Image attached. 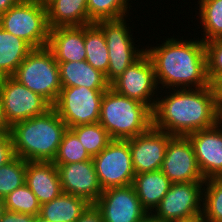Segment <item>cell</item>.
<instances>
[{
  "label": "cell",
  "mask_w": 222,
  "mask_h": 222,
  "mask_svg": "<svg viewBox=\"0 0 222 222\" xmlns=\"http://www.w3.org/2000/svg\"><path fill=\"white\" fill-rule=\"evenodd\" d=\"M195 36L183 40L184 36L176 38L173 34L164 37L161 42L156 41L159 42L156 46L146 44L145 52L153 63L160 90L210 86L205 44L200 37Z\"/></svg>",
  "instance_id": "cell-1"
},
{
  "label": "cell",
  "mask_w": 222,
  "mask_h": 222,
  "mask_svg": "<svg viewBox=\"0 0 222 222\" xmlns=\"http://www.w3.org/2000/svg\"><path fill=\"white\" fill-rule=\"evenodd\" d=\"M152 113L153 127L173 136L209 129L222 120L211 86L160 90Z\"/></svg>",
  "instance_id": "cell-2"
},
{
  "label": "cell",
  "mask_w": 222,
  "mask_h": 222,
  "mask_svg": "<svg viewBox=\"0 0 222 222\" xmlns=\"http://www.w3.org/2000/svg\"><path fill=\"white\" fill-rule=\"evenodd\" d=\"M68 127L52 107L11 126L14 155L26 161L53 162Z\"/></svg>",
  "instance_id": "cell-3"
},
{
  "label": "cell",
  "mask_w": 222,
  "mask_h": 222,
  "mask_svg": "<svg viewBox=\"0 0 222 222\" xmlns=\"http://www.w3.org/2000/svg\"><path fill=\"white\" fill-rule=\"evenodd\" d=\"M99 123L112 139L127 140L153 126L152 110L108 88L102 97Z\"/></svg>",
  "instance_id": "cell-4"
},
{
  "label": "cell",
  "mask_w": 222,
  "mask_h": 222,
  "mask_svg": "<svg viewBox=\"0 0 222 222\" xmlns=\"http://www.w3.org/2000/svg\"><path fill=\"white\" fill-rule=\"evenodd\" d=\"M12 77L45 98L52 106L57 101L62 88L59 65L47 46L34 48Z\"/></svg>",
  "instance_id": "cell-5"
},
{
  "label": "cell",
  "mask_w": 222,
  "mask_h": 222,
  "mask_svg": "<svg viewBox=\"0 0 222 222\" xmlns=\"http://www.w3.org/2000/svg\"><path fill=\"white\" fill-rule=\"evenodd\" d=\"M130 18L131 16L129 15L120 19L95 22L102 30L108 48L109 65L105 77L109 84L117 79L129 65L145 52V45L135 44L136 38L133 36L134 30L132 29L135 26ZM128 22H132L133 26Z\"/></svg>",
  "instance_id": "cell-6"
},
{
  "label": "cell",
  "mask_w": 222,
  "mask_h": 222,
  "mask_svg": "<svg viewBox=\"0 0 222 222\" xmlns=\"http://www.w3.org/2000/svg\"><path fill=\"white\" fill-rule=\"evenodd\" d=\"M0 26L33 48L48 45L50 28L45 2L42 0H21L0 15Z\"/></svg>",
  "instance_id": "cell-7"
},
{
  "label": "cell",
  "mask_w": 222,
  "mask_h": 222,
  "mask_svg": "<svg viewBox=\"0 0 222 222\" xmlns=\"http://www.w3.org/2000/svg\"><path fill=\"white\" fill-rule=\"evenodd\" d=\"M107 89L62 87L57 101L52 106L69 128L98 123L101 101Z\"/></svg>",
  "instance_id": "cell-8"
},
{
  "label": "cell",
  "mask_w": 222,
  "mask_h": 222,
  "mask_svg": "<svg viewBox=\"0 0 222 222\" xmlns=\"http://www.w3.org/2000/svg\"><path fill=\"white\" fill-rule=\"evenodd\" d=\"M103 190L133 183V168L129 139H113L98 155L92 157Z\"/></svg>",
  "instance_id": "cell-9"
},
{
  "label": "cell",
  "mask_w": 222,
  "mask_h": 222,
  "mask_svg": "<svg viewBox=\"0 0 222 222\" xmlns=\"http://www.w3.org/2000/svg\"><path fill=\"white\" fill-rule=\"evenodd\" d=\"M115 92L146 104L152 111L155 107L159 87L153 63L146 52L111 84Z\"/></svg>",
  "instance_id": "cell-10"
},
{
  "label": "cell",
  "mask_w": 222,
  "mask_h": 222,
  "mask_svg": "<svg viewBox=\"0 0 222 222\" xmlns=\"http://www.w3.org/2000/svg\"><path fill=\"white\" fill-rule=\"evenodd\" d=\"M0 98L5 118L10 126L42 115L52 108L45 98L34 93L12 76L0 78Z\"/></svg>",
  "instance_id": "cell-11"
},
{
  "label": "cell",
  "mask_w": 222,
  "mask_h": 222,
  "mask_svg": "<svg viewBox=\"0 0 222 222\" xmlns=\"http://www.w3.org/2000/svg\"><path fill=\"white\" fill-rule=\"evenodd\" d=\"M203 186L204 182L171 184L152 214L161 222H171L202 213Z\"/></svg>",
  "instance_id": "cell-12"
},
{
  "label": "cell",
  "mask_w": 222,
  "mask_h": 222,
  "mask_svg": "<svg viewBox=\"0 0 222 222\" xmlns=\"http://www.w3.org/2000/svg\"><path fill=\"white\" fill-rule=\"evenodd\" d=\"M160 170L172 184L205 182L196 162L193 145L187 136H173L169 140Z\"/></svg>",
  "instance_id": "cell-13"
},
{
  "label": "cell",
  "mask_w": 222,
  "mask_h": 222,
  "mask_svg": "<svg viewBox=\"0 0 222 222\" xmlns=\"http://www.w3.org/2000/svg\"><path fill=\"white\" fill-rule=\"evenodd\" d=\"M94 204L103 222H137L148 213L132 184L103 190Z\"/></svg>",
  "instance_id": "cell-14"
},
{
  "label": "cell",
  "mask_w": 222,
  "mask_h": 222,
  "mask_svg": "<svg viewBox=\"0 0 222 222\" xmlns=\"http://www.w3.org/2000/svg\"><path fill=\"white\" fill-rule=\"evenodd\" d=\"M173 135L153 126L143 134L129 139L135 174L160 170L166 147Z\"/></svg>",
  "instance_id": "cell-15"
},
{
  "label": "cell",
  "mask_w": 222,
  "mask_h": 222,
  "mask_svg": "<svg viewBox=\"0 0 222 222\" xmlns=\"http://www.w3.org/2000/svg\"><path fill=\"white\" fill-rule=\"evenodd\" d=\"M205 180L222 178V120L214 127L188 134Z\"/></svg>",
  "instance_id": "cell-16"
},
{
  "label": "cell",
  "mask_w": 222,
  "mask_h": 222,
  "mask_svg": "<svg viewBox=\"0 0 222 222\" xmlns=\"http://www.w3.org/2000/svg\"><path fill=\"white\" fill-rule=\"evenodd\" d=\"M56 166L63 193L82 197L90 204L98 200L103 189L92 159Z\"/></svg>",
  "instance_id": "cell-17"
},
{
  "label": "cell",
  "mask_w": 222,
  "mask_h": 222,
  "mask_svg": "<svg viewBox=\"0 0 222 222\" xmlns=\"http://www.w3.org/2000/svg\"><path fill=\"white\" fill-rule=\"evenodd\" d=\"M25 184L37 197L40 205L63 193L57 166L53 162L27 161Z\"/></svg>",
  "instance_id": "cell-18"
},
{
  "label": "cell",
  "mask_w": 222,
  "mask_h": 222,
  "mask_svg": "<svg viewBox=\"0 0 222 222\" xmlns=\"http://www.w3.org/2000/svg\"><path fill=\"white\" fill-rule=\"evenodd\" d=\"M47 47L52 51L57 62L85 60L84 26L50 29Z\"/></svg>",
  "instance_id": "cell-19"
},
{
  "label": "cell",
  "mask_w": 222,
  "mask_h": 222,
  "mask_svg": "<svg viewBox=\"0 0 222 222\" xmlns=\"http://www.w3.org/2000/svg\"><path fill=\"white\" fill-rule=\"evenodd\" d=\"M44 2L50 29L94 23L88 16L87 0H44Z\"/></svg>",
  "instance_id": "cell-20"
},
{
  "label": "cell",
  "mask_w": 222,
  "mask_h": 222,
  "mask_svg": "<svg viewBox=\"0 0 222 222\" xmlns=\"http://www.w3.org/2000/svg\"><path fill=\"white\" fill-rule=\"evenodd\" d=\"M62 87H81L89 89H108L105 74L94 69L86 60L79 62H57Z\"/></svg>",
  "instance_id": "cell-21"
},
{
  "label": "cell",
  "mask_w": 222,
  "mask_h": 222,
  "mask_svg": "<svg viewBox=\"0 0 222 222\" xmlns=\"http://www.w3.org/2000/svg\"><path fill=\"white\" fill-rule=\"evenodd\" d=\"M171 181L161 170L135 174L133 187L148 213H152L171 186Z\"/></svg>",
  "instance_id": "cell-22"
},
{
  "label": "cell",
  "mask_w": 222,
  "mask_h": 222,
  "mask_svg": "<svg viewBox=\"0 0 222 222\" xmlns=\"http://www.w3.org/2000/svg\"><path fill=\"white\" fill-rule=\"evenodd\" d=\"M89 205L82 197L61 193L41 205L38 217L46 222H76Z\"/></svg>",
  "instance_id": "cell-23"
},
{
  "label": "cell",
  "mask_w": 222,
  "mask_h": 222,
  "mask_svg": "<svg viewBox=\"0 0 222 222\" xmlns=\"http://www.w3.org/2000/svg\"><path fill=\"white\" fill-rule=\"evenodd\" d=\"M34 48L0 26V78L13 76Z\"/></svg>",
  "instance_id": "cell-24"
},
{
  "label": "cell",
  "mask_w": 222,
  "mask_h": 222,
  "mask_svg": "<svg viewBox=\"0 0 222 222\" xmlns=\"http://www.w3.org/2000/svg\"><path fill=\"white\" fill-rule=\"evenodd\" d=\"M197 4L198 9H195L199 11L195 10L194 16L197 15V23L200 24H197V29H201L194 34L200 33L202 35L200 39L204 42L222 38V0H198Z\"/></svg>",
  "instance_id": "cell-25"
},
{
  "label": "cell",
  "mask_w": 222,
  "mask_h": 222,
  "mask_svg": "<svg viewBox=\"0 0 222 222\" xmlns=\"http://www.w3.org/2000/svg\"><path fill=\"white\" fill-rule=\"evenodd\" d=\"M85 60L106 74L109 65L108 48L102 30L95 24L84 25Z\"/></svg>",
  "instance_id": "cell-26"
},
{
  "label": "cell",
  "mask_w": 222,
  "mask_h": 222,
  "mask_svg": "<svg viewBox=\"0 0 222 222\" xmlns=\"http://www.w3.org/2000/svg\"><path fill=\"white\" fill-rule=\"evenodd\" d=\"M69 129L77 136L91 157L101 153L113 140L99 122Z\"/></svg>",
  "instance_id": "cell-27"
},
{
  "label": "cell",
  "mask_w": 222,
  "mask_h": 222,
  "mask_svg": "<svg viewBox=\"0 0 222 222\" xmlns=\"http://www.w3.org/2000/svg\"><path fill=\"white\" fill-rule=\"evenodd\" d=\"M132 3V0H87L88 16L94 23L99 20L120 19L133 14L130 12L134 9Z\"/></svg>",
  "instance_id": "cell-28"
},
{
  "label": "cell",
  "mask_w": 222,
  "mask_h": 222,
  "mask_svg": "<svg viewBox=\"0 0 222 222\" xmlns=\"http://www.w3.org/2000/svg\"><path fill=\"white\" fill-rule=\"evenodd\" d=\"M202 213L205 222H222V178L205 180Z\"/></svg>",
  "instance_id": "cell-29"
},
{
  "label": "cell",
  "mask_w": 222,
  "mask_h": 222,
  "mask_svg": "<svg viewBox=\"0 0 222 222\" xmlns=\"http://www.w3.org/2000/svg\"><path fill=\"white\" fill-rule=\"evenodd\" d=\"M27 161L15 156L0 167V198L4 199L16 188L25 184Z\"/></svg>",
  "instance_id": "cell-30"
},
{
  "label": "cell",
  "mask_w": 222,
  "mask_h": 222,
  "mask_svg": "<svg viewBox=\"0 0 222 222\" xmlns=\"http://www.w3.org/2000/svg\"><path fill=\"white\" fill-rule=\"evenodd\" d=\"M91 159L92 157L87 153L77 136L70 129H67L63 135L53 163L55 165H63Z\"/></svg>",
  "instance_id": "cell-31"
},
{
  "label": "cell",
  "mask_w": 222,
  "mask_h": 222,
  "mask_svg": "<svg viewBox=\"0 0 222 222\" xmlns=\"http://www.w3.org/2000/svg\"><path fill=\"white\" fill-rule=\"evenodd\" d=\"M3 201L6 210L39 216L41 205L26 184L16 188Z\"/></svg>",
  "instance_id": "cell-32"
},
{
  "label": "cell",
  "mask_w": 222,
  "mask_h": 222,
  "mask_svg": "<svg viewBox=\"0 0 222 222\" xmlns=\"http://www.w3.org/2000/svg\"><path fill=\"white\" fill-rule=\"evenodd\" d=\"M206 49L207 77L209 82L222 77V38L204 42Z\"/></svg>",
  "instance_id": "cell-33"
},
{
  "label": "cell",
  "mask_w": 222,
  "mask_h": 222,
  "mask_svg": "<svg viewBox=\"0 0 222 222\" xmlns=\"http://www.w3.org/2000/svg\"><path fill=\"white\" fill-rule=\"evenodd\" d=\"M15 157L10 132L0 133V167L6 165Z\"/></svg>",
  "instance_id": "cell-34"
},
{
  "label": "cell",
  "mask_w": 222,
  "mask_h": 222,
  "mask_svg": "<svg viewBox=\"0 0 222 222\" xmlns=\"http://www.w3.org/2000/svg\"><path fill=\"white\" fill-rule=\"evenodd\" d=\"M38 216L5 210L0 222H37Z\"/></svg>",
  "instance_id": "cell-35"
},
{
  "label": "cell",
  "mask_w": 222,
  "mask_h": 222,
  "mask_svg": "<svg viewBox=\"0 0 222 222\" xmlns=\"http://www.w3.org/2000/svg\"><path fill=\"white\" fill-rule=\"evenodd\" d=\"M214 95V102L219 116L222 118V77L214 78L210 82Z\"/></svg>",
  "instance_id": "cell-36"
},
{
  "label": "cell",
  "mask_w": 222,
  "mask_h": 222,
  "mask_svg": "<svg viewBox=\"0 0 222 222\" xmlns=\"http://www.w3.org/2000/svg\"><path fill=\"white\" fill-rule=\"evenodd\" d=\"M76 222H103V218L96 205L90 204Z\"/></svg>",
  "instance_id": "cell-37"
},
{
  "label": "cell",
  "mask_w": 222,
  "mask_h": 222,
  "mask_svg": "<svg viewBox=\"0 0 222 222\" xmlns=\"http://www.w3.org/2000/svg\"><path fill=\"white\" fill-rule=\"evenodd\" d=\"M11 126L8 124L5 115H4V109L2 106V101L0 98V133L3 132H10Z\"/></svg>",
  "instance_id": "cell-38"
},
{
  "label": "cell",
  "mask_w": 222,
  "mask_h": 222,
  "mask_svg": "<svg viewBox=\"0 0 222 222\" xmlns=\"http://www.w3.org/2000/svg\"><path fill=\"white\" fill-rule=\"evenodd\" d=\"M21 0H0V15L17 5Z\"/></svg>",
  "instance_id": "cell-39"
},
{
  "label": "cell",
  "mask_w": 222,
  "mask_h": 222,
  "mask_svg": "<svg viewBox=\"0 0 222 222\" xmlns=\"http://www.w3.org/2000/svg\"><path fill=\"white\" fill-rule=\"evenodd\" d=\"M171 222H205L203 213H198L190 217L180 218Z\"/></svg>",
  "instance_id": "cell-40"
},
{
  "label": "cell",
  "mask_w": 222,
  "mask_h": 222,
  "mask_svg": "<svg viewBox=\"0 0 222 222\" xmlns=\"http://www.w3.org/2000/svg\"><path fill=\"white\" fill-rule=\"evenodd\" d=\"M137 222H161V221L158 218H156L152 213H147L143 218H141Z\"/></svg>",
  "instance_id": "cell-41"
},
{
  "label": "cell",
  "mask_w": 222,
  "mask_h": 222,
  "mask_svg": "<svg viewBox=\"0 0 222 222\" xmlns=\"http://www.w3.org/2000/svg\"><path fill=\"white\" fill-rule=\"evenodd\" d=\"M5 205H4V201L2 198H0V220L2 218L3 213L5 212Z\"/></svg>",
  "instance_id": "cell-42"
},
{
  "label": "cell",
  "mask_w": 222,
  "mask_h": 222,
  "mask_svg": "<svg viewBox=\"0 0 222 222\" xmlns=\"http://www.w3.org/2000/svg\"><path fill=\"white\" fill-rule=\"evenodd\" d=\"M37 222H46V221H44V220H42V219H40L39 217H38V221Z\"/></svg>",
  "instance_id": "cell-43"
}]
</instances>
